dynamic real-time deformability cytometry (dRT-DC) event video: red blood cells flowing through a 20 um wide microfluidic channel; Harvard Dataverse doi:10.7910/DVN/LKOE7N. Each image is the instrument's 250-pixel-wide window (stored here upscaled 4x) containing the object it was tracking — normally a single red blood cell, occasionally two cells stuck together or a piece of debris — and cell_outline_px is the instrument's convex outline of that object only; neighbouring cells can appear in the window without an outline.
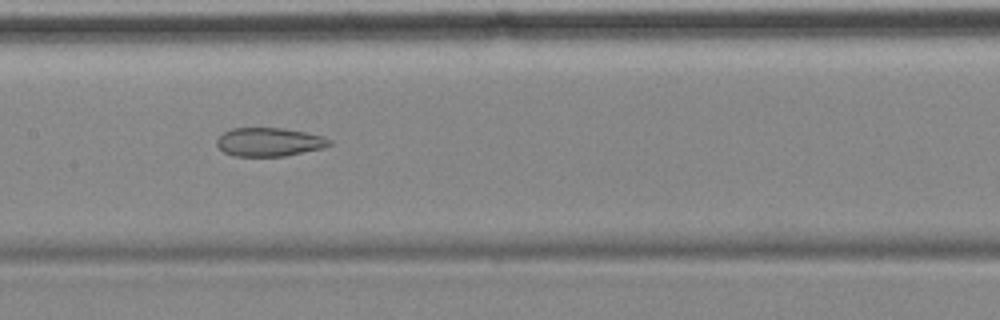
{"species": "common noctule bat (a hibernating species)", "species_latin": "Nyctalus noctula", "temperature_condition": "cold", "stored_images_in_passage": 9, "camera_frame_rate_fps": 3000, "um_per_image_px": 0.085, "animal": {"sex": "female", "body_mass_g": 18.4}, "frame": {"image": 1, "passage_image": 4, "time_ms": 3.333, "image_size_px": [1000, 320], "cell_outline_px": [[332, 144], [324, 148], [284, 156], [232, 156], [224, 152], [216, 144], [216, 140], [224, 132], [232, 128], [284, 128], [304, 132], [320, 136], [332, 140]], "centroid_in_image_um": [22.88, 12.07], "position_along_channel_um": 184.5, "area_um2": 18.73}}